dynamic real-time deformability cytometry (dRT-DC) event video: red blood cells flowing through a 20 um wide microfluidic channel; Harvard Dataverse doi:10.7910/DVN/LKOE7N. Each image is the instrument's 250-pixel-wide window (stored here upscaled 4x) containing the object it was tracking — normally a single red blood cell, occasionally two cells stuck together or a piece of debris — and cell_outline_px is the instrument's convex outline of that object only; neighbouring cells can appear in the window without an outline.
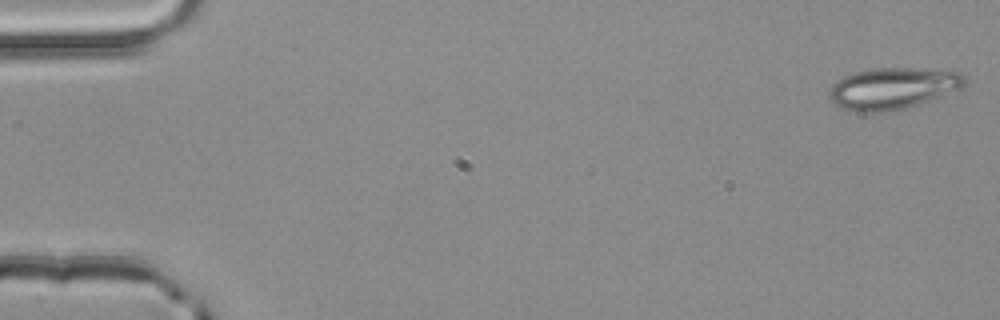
{"species": "common noctule bat (a hibernating species)", "species_latin": "Nyctalus noctula", "temperature_condition": "room temperature", "stored_images_in_passage": 52, "camera_frame_rate_fps": 3000, "um_per_image_px": 0.085, "animal": {"sex": "male", "body_mass_g": 20.4}, "frame": {"image": 1, "passage_image": 1, "time_ms": 0.0, "image_size_px": [1000, 320], "cell_outline_px": [[964, 84], [960, 88], [928, 100], [904, 108], [880, 112], [856, 112], [844, 108], [836, 104], [828, 96], [828, 92], [832, 84], [844, 76], [856, 72], [872, 68], [912, 68], [960, 72], [964, 76]], "centroid_in_image_um": [75.82, 7.5], "position_along_channel_um": 9.2, "area_um2": 32.14}}
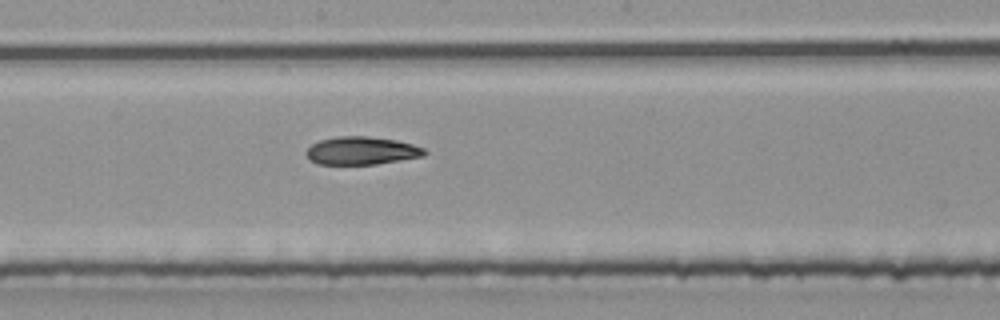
{"frame": {"image": 2, "passage_image": 28, "time_ms": 9.0, "image_size_px": [1000, 320], "cell_outline_px": [[428, 152], [424, 156], [376, 164], [316, 164], [308, 160], [304, 152], [312, 144], [320, 140], [336, 136], [368, 136], [396, 140], [412, 144], [424, 148]], "centroid_in_image_um": [30.7, 12.81], "position_along_channel_um": 217.5, "area_um2": 19.42}}
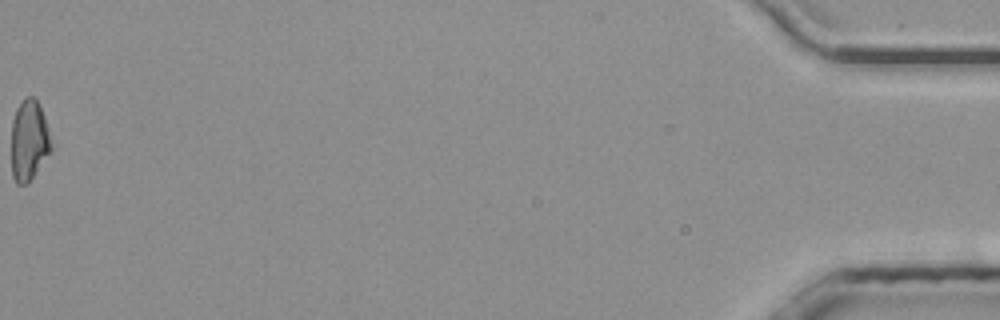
{"frame": {"image": 3, "passage_image": 52, "time_ms": 17.0, "image_size_px": [1000, 320], "cell_outline_px": [[56, 144], [52, 152], [28, 184], [16, 184], [12, 176], [12, 120], [16, 108], [20, 100], [24, 96], [32, 96], [36, 100], [44, 116]], "centroid_in_image_um": [2.52, 11.95], "position_along_channel_um": 432.7, "area_um2": 19.54}, "authors_computed_cell_mechanics": {"area_um2": 19.9699, "velocity_mm_per_s": 4.0422, "shape_relaxation_time_tau1_ms": 6.6892, "shape_relaxation_time_tau2_ms": null, "deformation_change_tau1": 0.1662, "deformation_change_tau2": null}}